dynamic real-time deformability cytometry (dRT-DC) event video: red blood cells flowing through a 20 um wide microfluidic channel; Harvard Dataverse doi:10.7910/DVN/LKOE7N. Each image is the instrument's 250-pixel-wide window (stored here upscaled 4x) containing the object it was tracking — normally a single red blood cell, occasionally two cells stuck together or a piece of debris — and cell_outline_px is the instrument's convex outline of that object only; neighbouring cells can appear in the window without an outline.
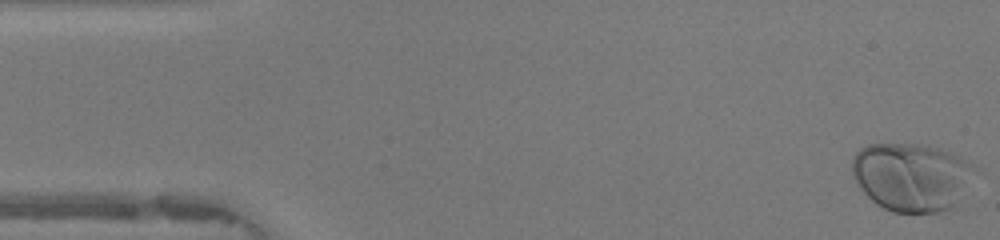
{"species": "human", "species_latin": "Homo sapiens", "temperature_condition": "warm", "stored_images_in_passage": 9, "camera_frame_rate_fps": 3000, "um_per_image_px": 0.085, "donor": {"sex": "female"}, "frame": {"image": 1, "passage_image": 1, "time_ms": 0.0, "image_size_px": [1000, 240], "cell_outline_px": [[972, 164], [956, 208], [940, 212], [892, 212], [876, 204], [856, 184], [852, 176], [852, 160], [856, 152], [860, 148], [868, 144], [916, 144], [936, 148], [948, 152]], "centroid_in_image_um": [77.37, 15.05], "position_along_channel_um": 7.6, "area_um2": 47.86}}